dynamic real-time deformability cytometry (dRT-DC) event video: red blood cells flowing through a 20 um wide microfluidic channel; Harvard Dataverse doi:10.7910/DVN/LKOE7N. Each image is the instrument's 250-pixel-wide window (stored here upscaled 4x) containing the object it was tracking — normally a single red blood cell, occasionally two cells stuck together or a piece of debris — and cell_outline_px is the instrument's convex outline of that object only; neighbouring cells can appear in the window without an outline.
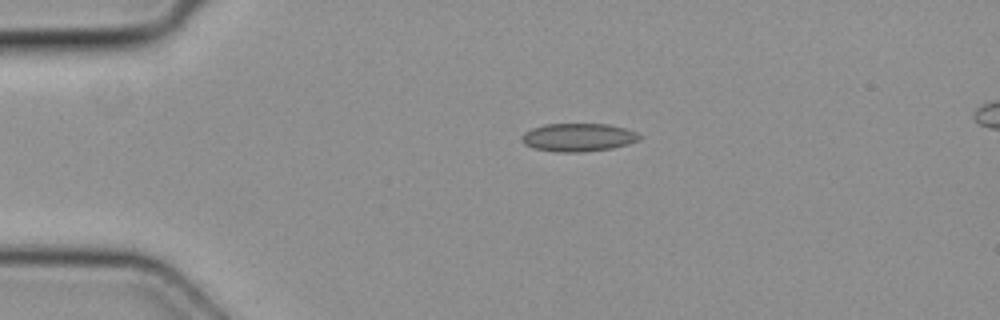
{"species": "common noctule bat (a hibernating species)", "species_latin": "Nyctalus noctula", "temperature_condition": "cold", "stored_images_in_passage": 3, "camera_frame_rate_fps": 3000, "um_per_image_px": 0.085, "animal": {"sex": "female", "body_mass_g": 19.3, "forearm_length_mm": 54.1}, "frame": {"image": 1, "passage_image": 3, "time_ms": 0.667, "image_size_px": [1000, 320], "cell_outline_px": [[640, 140], [628, 144], [612, 148], [584, 152], [556, 152], [532, 148], [524, 144], [520, 140], [520, 136], [524, 132], [532, 128], [544, 124], [608, 124], [628, 128], [636, 132], [640, 136]], "centroid_in_image_um": [49.13, 11.68], "position_along_channel_um": 35.9, "area_um2": 19.59}}